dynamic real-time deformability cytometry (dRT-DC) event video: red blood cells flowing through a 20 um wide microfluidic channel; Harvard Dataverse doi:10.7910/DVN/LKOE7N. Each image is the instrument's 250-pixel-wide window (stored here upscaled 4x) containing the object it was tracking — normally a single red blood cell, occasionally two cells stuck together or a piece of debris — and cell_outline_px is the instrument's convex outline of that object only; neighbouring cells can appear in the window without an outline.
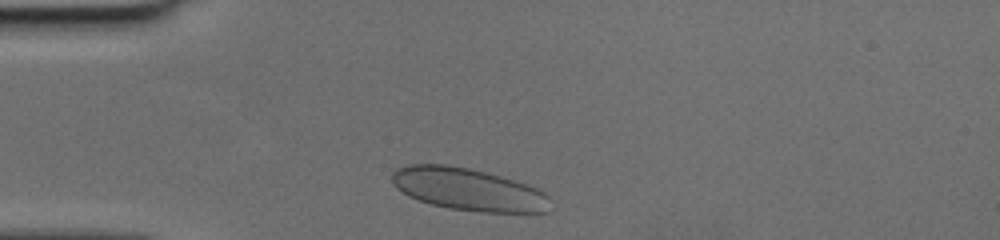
{"species": "human", "species_latin": "Homo sapiens", "temperature_condition": "cold", "stored_images_in_passage": 28, "camera_frame_rate_fps": 3000, "um_per_image_px": 0.085, "donor": {"sex": "female"}, "frame": {"image": 1, "passage_image": 2, "time_ms": 0.333, "image_size_px": [1000, 240], "cell_outline_px": [[548, 212], [480, 212], [448, 208], [432, 204], [408, 196], [392, 180], [392, 172], [396, 168], [408, 164], [448, 164], [468, 168], [500, 176], [536, 188], [544, 192], [548, 196]], "centroid_in_image_um": [39.78, 16.09], "position_along_channel_um": 45.2, "area_um2": 38.55}}
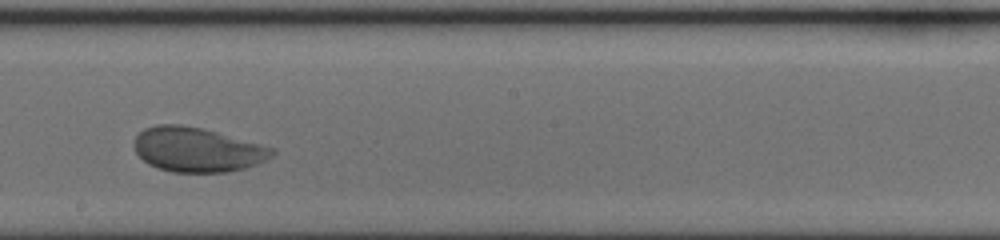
{"frame": {"image": 2, "passage_image": 17, "time_ms": 5.333, "image_size_px": [1000, 240], "cell_outline_px": [[276, 152], [272, 156], [256, 164], [244, 168], [228, 172], [172, 172], [156, 168], [148, 164], [136, 152], [132, 144], [132, 140], [144, 128], [156, 124], [180, 124], [200, 128], [216, 132], [276, 148]], "centroid_in_image_um": [16.73, 12.72], "position_along_channel_um": 231.5, "area_um2": 35.84}}
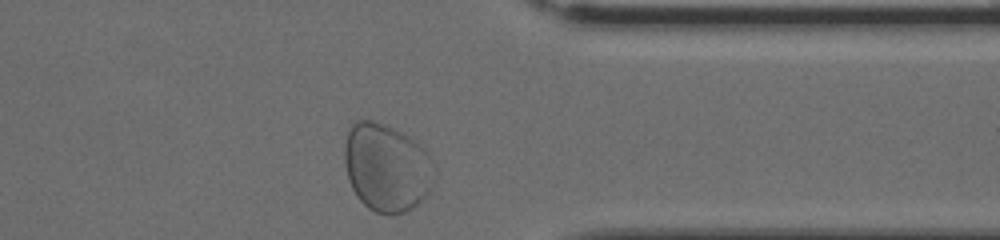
{"frame": {"image": 3, "passage_image": 28, "time_ms": 9.0, "image_size_px": [1000, 240], "cell_outline_px": [[436, 180], [432, 188], [412, 208], [404, 212], [392, 216], [388, 216], [376, 212], [368, 208], [356, 196], [348, 180], [344, 160], [344, 144], [348, 132], [352, 124], [356, 120], [372, 120], [384, 124], [404, 132], [420, 144], [432, 156], [436, 172]], "centroid_in_image_um": [32.89, 14.24], "position_along_channel_um": 378.5, "area_um2": 46.99}}